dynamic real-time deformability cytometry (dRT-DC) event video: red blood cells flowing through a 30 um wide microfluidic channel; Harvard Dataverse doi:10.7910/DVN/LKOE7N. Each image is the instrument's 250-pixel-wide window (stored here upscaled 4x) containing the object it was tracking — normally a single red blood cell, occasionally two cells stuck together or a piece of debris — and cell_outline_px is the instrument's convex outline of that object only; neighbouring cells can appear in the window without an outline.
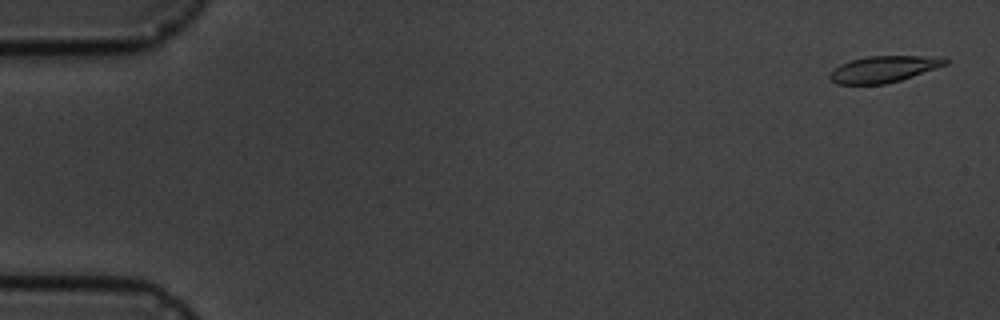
{"species": "common noctule bat (a hibernating species)", "species_latin": "Nyctalus noctula", "temperature_condition": "cold", "stored_images_in_passage": 3, "camera_frame_rate_fps": 3000, "um_per_image_px": 0.085, "animal": {"sex": "male", "body_mass_g": 19.5, "forearm_length_mm": 54.6}, "frame": {"image": 1, "passage_image": 1, "time_ms": 0.0, "image_size_px": [1000, 320], "cell_outline_px": [[948, 64], [900, 80], [884, 84], [836, 84], [828, 76], [840, 64], [852, 60], [868, 56], [944, 56], [948, 60]], "centroid_in_image_um": [75.15, 5.86], "position_along_channel_um": 9.8, "area_um2": 17.63}}